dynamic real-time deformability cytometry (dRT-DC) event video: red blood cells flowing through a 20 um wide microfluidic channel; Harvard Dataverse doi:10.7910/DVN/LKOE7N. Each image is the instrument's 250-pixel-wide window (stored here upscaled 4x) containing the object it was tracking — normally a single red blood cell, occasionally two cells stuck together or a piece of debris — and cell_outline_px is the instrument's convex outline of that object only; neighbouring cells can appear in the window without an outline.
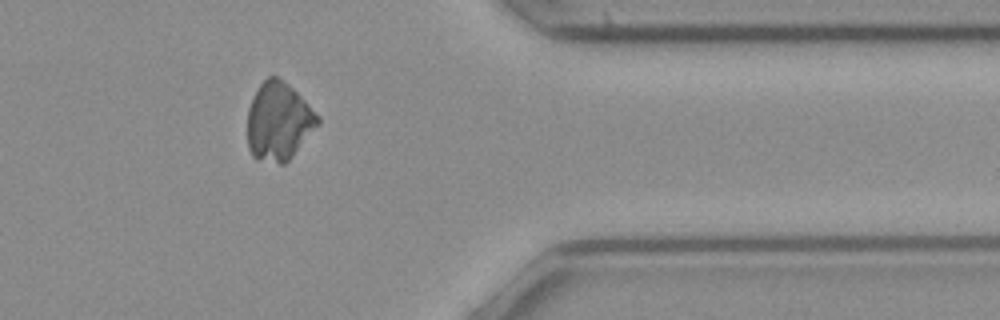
{"species": "common noctule bat (a hibernating species)", "species_latin": "Nyctalus noctula", "temperature_condition": "cold", "stored_images_in_passage": 37, "camera_frame_rate_fps": 3000, "um_per_image_px": 0.085, "animal": {"sex": "female", "body_mass_g": 21.9}, "frame": {"image": 1, "passage_image": 28, "time_ms": 9.0, "image_size_px": [1000, 320], "cell_outline_px": [[320, 124], [292, 156], [284, 164], [280, 164], [256, 160], [252, 156], [248, 148], [248, 108], [260, 84], [268, 76], [276, 76], [292, 88], [320, 116]], "centroid_in_image_um": [23.68, 10.36], "position_along_channel_um": 387.7, "area_um2": 31.91}}
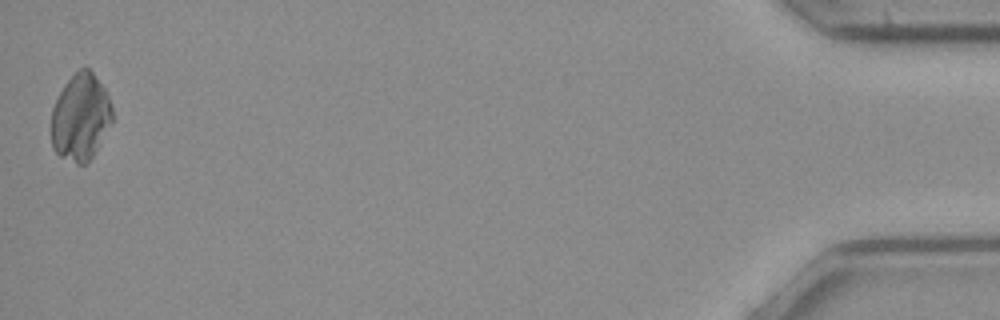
{"frame": {"image": 2, "passage_image": 37, "time_ms": 12.0, "image_size_px": [1000, 320], "cell_outline_px": [[112, 120], [92, 156], [84, 164], [76, 164], [60, 156], [52, 148], [52, 108], [64, 84], [80, 68], [88, 68], [92, 72], [104, 88], [112, 104]], "centroid_in_image_um": [6.83, 9.96], "position_along_channel_um": 428.4, "area_um2": 30.4}}